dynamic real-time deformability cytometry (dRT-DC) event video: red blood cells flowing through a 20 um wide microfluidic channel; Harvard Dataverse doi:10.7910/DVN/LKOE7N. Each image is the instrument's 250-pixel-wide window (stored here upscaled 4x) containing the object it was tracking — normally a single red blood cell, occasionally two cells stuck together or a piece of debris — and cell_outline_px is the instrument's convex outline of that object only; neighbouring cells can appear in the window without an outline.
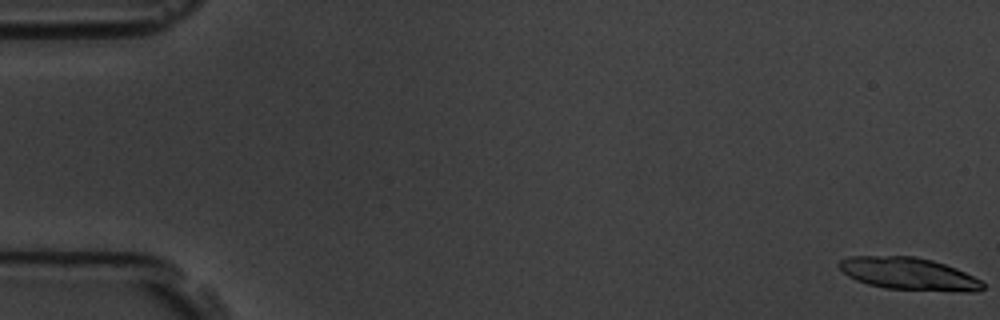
{"species": "common noctule bat (a hibernating species)", "species_latin": "Nyctalus noctula", "temperature_condition": "room temperature", "stored_images_in_passage": 28, "camera_frame_rate_fps": 3000, "um_per_image_px": 0.085, "animal": {"sex": "male", "body_mass_g": 19.5, "forearm_length_mm": 54.6}, "frame": {"image": 1, "passage_image": 1, "time_ms": 0.0, "image_size_px": [1000, 320], "cell_outline_px": [[984, 288], [976, 292], [960, 292], [884, 288], [868, 284], [856, 280], [848, 276], [836, 264], [840, 260], [848, 256], [916, 256], [932, 260], [956, 268], [980, 280], [984, 284]], "centroid_in_image_um": [77.24, 23.27], "position_along_channel_um": 7.8, "area_um2": 27.22}}